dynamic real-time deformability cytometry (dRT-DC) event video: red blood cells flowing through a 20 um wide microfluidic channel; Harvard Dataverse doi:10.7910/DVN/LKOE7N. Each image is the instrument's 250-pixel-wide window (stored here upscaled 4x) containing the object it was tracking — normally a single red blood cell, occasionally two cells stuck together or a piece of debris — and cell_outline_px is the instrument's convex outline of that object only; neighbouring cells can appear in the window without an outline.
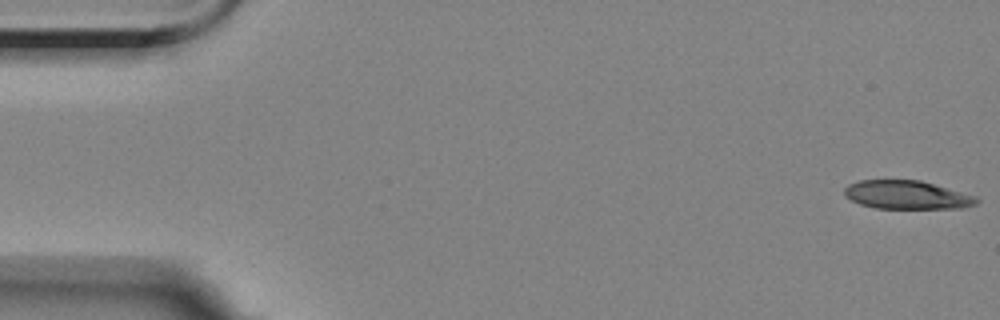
{"species": "Egyptian fruit bat (a non-hibernating species)", "species_latin": "Rousettus aegyptiacus", "temperature_condition": "room temperature", "stored_images_in_passage": 6, "camera_frame_rate_fps": 3000, "um_per_image_px": 0.085, "animal": {"sex": "female"}, "frame": {"image": 1, "passage_image": 1, "time_ms": 0.0, "image_size_px": [1000, 320], "cell_outline_px": [[980, 200], [976, 204], [960, 208], [876, 208], [860, 204], [844, 196], [844, 188], [848, 184], [860, 180], [920, 180], [976, 196]], "centroid_in_image_um": [77.07, 16.56], "position_along_channel_um": 7.9, "area_um2": 21.85}}
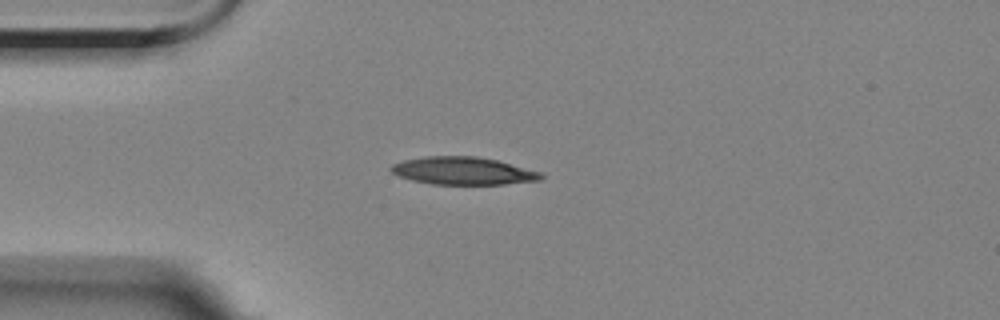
{"frame": {"image": 2, "passage_image": 5, "time_ms": 4.333, "image_size_px": [1000, 320], "cell_outline_px": [[544, 176], [540, 180], [504, 184], [432, 184], [412, 180], [400, 176], [392, 172], [388, 168], [392, 164], [404, 160], [424, 156], [476, 156], [496, 160], [540, 172]], "centroid_in_image_um": [39.32, 14.52], "position_along_channel_um": 45.7, "area_um2": 23.99}}
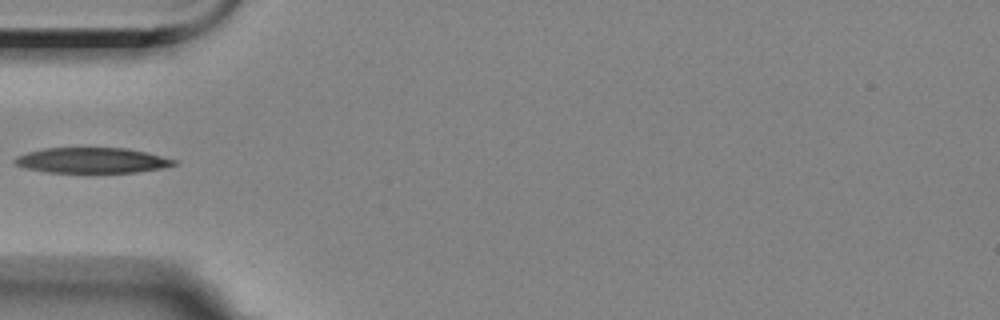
{"frame": {"image": 3, "passage_image": 6, "time_ms": 5.667, "image_size_px": [1000, 320], "cell_outline_px": [[180, 164], [164, 168], [136, 172], [48, 172], [24, 168], [16, 164], [12, 160], [16, 156], [28, 152], [44, 148], [128, 148], [148, 152], [180, 160]], "centroid_in_image_um": [7.91, 13.63], "position_along_channel_um": 77.1, "area_um2": 23.87}}